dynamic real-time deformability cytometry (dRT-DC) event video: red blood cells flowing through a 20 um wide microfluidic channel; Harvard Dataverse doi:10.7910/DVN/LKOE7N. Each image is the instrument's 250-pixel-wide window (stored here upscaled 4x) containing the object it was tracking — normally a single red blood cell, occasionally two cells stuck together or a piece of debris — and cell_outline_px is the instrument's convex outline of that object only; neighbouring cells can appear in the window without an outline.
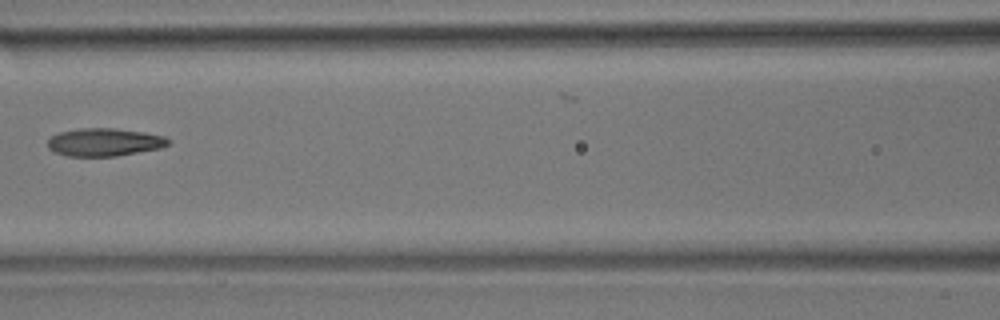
{"species": "common noctule bat (a hibernating species)", "species_latin": "Nyctalus noctula", "temperature_condition": "room temperature", "stored_images_in_passage": 11, "camera_frame_rate_fps": 3000, "um_per_image_px": 0.085, "animal": {"sex": "male", "body_mass_g": 17.9}, "frame": {"image": 1, "passage_image": 7, "time_ms": 8.0, "image_size_px": [1000, 320], "cell_outline_px": [[172, 140], [168, 144], [160, 148], [116, 156], [68, 156], [56, 152], [48, 148], [48, 140], [52, 136], [60, 132], [80, 128], [116, 128], [144, 132], [164, 136]], "centroid_in_image_um": [8.89, 12.08], "position_along_channel_um": 157.7, "area_um2": 19.54}}
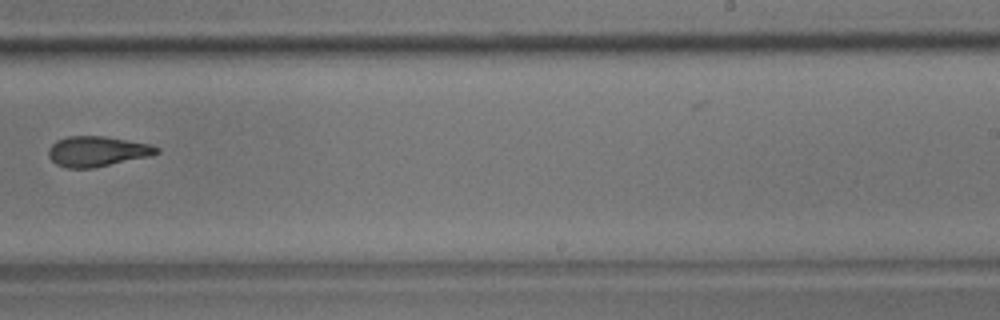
{"frame": {"image": 2, "passage_image": 10, "time_ms": 11.333, "image_size_px": [1000, 320], "cell_outline_px": [[160, 152], [152, 156], [92, 168], [68, 168], [56, 164], [48, 156], [48, 148], [56, 140], [68, 136], [104, 136], [152, 144], [160, 148]], "centroid_in_image_um": [8.28, 12.86], "position_along_channel_um": 280.7, "area_um2": 19.25}}
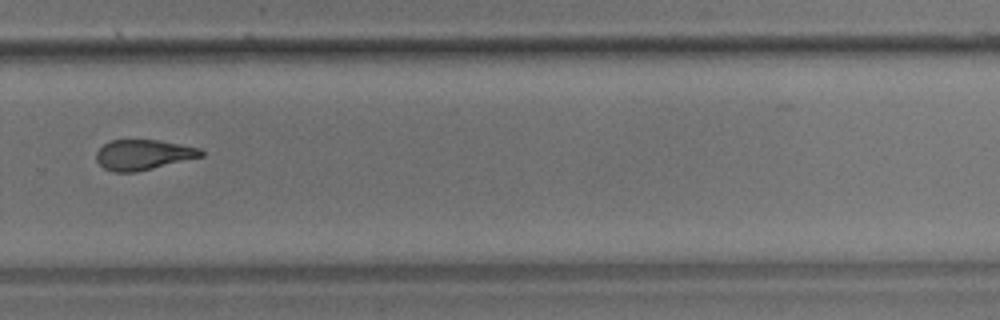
{"frame": {"image": 3, "passage_image": 11, "time_ms": 12.333, "image_size_px": [1000, 320], "cell_outline_px": [[204, 156], [136, 172], [116, 172], [104, 168], [96, 160], [96, 152], [104, 144], [112, 140], [160, 140], [200, 148], [204, 152]], "centroid_in_image_um": [12.19, 13.15], "position_along_channel_um": 317.6, "area_um2": 18.38}}